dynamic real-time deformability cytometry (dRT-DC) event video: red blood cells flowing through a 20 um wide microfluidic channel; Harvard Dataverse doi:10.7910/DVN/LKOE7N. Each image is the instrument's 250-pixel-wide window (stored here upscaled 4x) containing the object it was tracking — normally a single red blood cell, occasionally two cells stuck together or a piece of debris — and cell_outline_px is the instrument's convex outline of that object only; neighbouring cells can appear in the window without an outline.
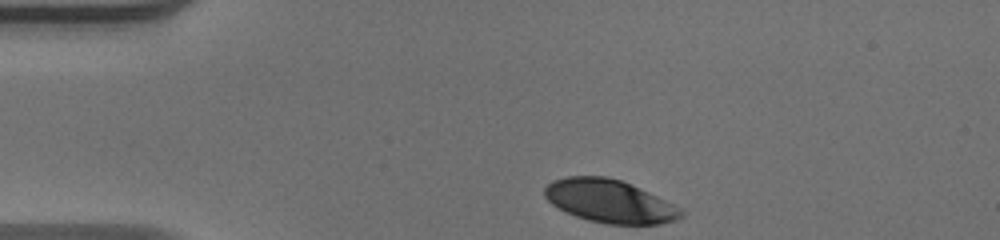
{"species": "human", "species_latin": "Homo sapiens", "temperature_condition": "warm", "stored_images_in_passage": 35, "camera_frame_rate_fps": 3000, "um_per_image_px": 0.085, "donor": {"sex": "male"}, "frame": {"image": 1, "passage_image": 1, "time_ms": 0.0, "image_size_px": [1000, 240], "cell_outline_px": [[684, 216], [676, 220], [660, 224], [608, 224], [588, 220], [576, 216], [552, 204], [544, 196], [544, 188], [552, 180], [568, 176], [608, 176], [620, 180], [656, 196], [672, 204], [684, 212]], "centroid_in_image_um": [51.79, 17.1], "position_along_channel_um": 33.2, "area_um2": 33.81}}
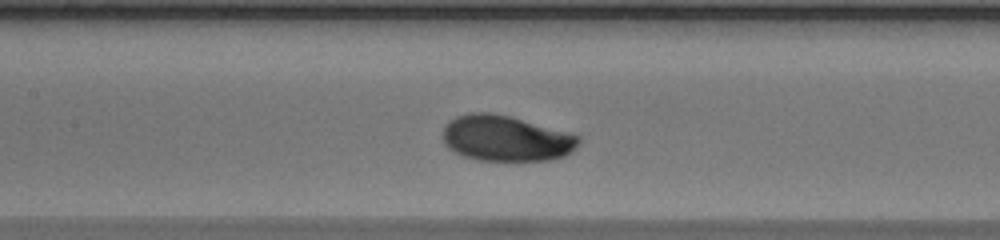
{"frame": {"image": 2, "passage_image": 15, "time_ms": 4.667, "image_size_px": [1000, 240], "cell_outline_px": [[580, 144], [572, 152], [564, 156], [548, 160], [480, 160], [464, 156], [448, 148], [444, 144], [444, 124], [448, 120], [456, 116], [472, 112], [492, 112], [508, 116], [568, 132], [580, 136]], "centroid_in_image_um": [43.0, 11.75], "position_along_channel_um": 164.4, "area_um2": 36.13}}
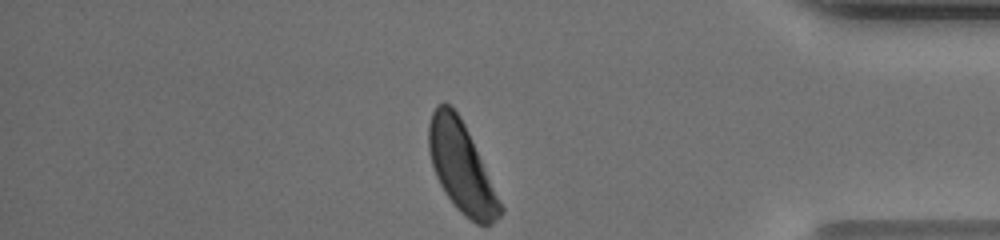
{"frame": {"image": 3, "passage_image": 35, "time_ms": 11.333, "image_size_px": [1000, 240], "cell_outline_px": [[504, 212], [492, 224], [476, 224], [464, 216], [456, 208], [444, 192], [436, 176], [432, 164], [428, 148], [428, 124], [432, 112], [436, 104], [448, 104], [460, 116], [468, 132], [504, 208]], "centroid_in_image_um": [39.21, 14.25], "position_along_channel_um": 396.0, "area_um2": 37.05}, "authors_computed_cell_mechanics": {"area_um2": 35.9516, "velocity_mm_per_s": 3.9191, "shape_relaxation_time_tau1_ms": 6.584, "shape_relaxation_time_tau2_ms": null, "deformation_change_tau1": 0.2577, "deformation_change_tau2": null}}